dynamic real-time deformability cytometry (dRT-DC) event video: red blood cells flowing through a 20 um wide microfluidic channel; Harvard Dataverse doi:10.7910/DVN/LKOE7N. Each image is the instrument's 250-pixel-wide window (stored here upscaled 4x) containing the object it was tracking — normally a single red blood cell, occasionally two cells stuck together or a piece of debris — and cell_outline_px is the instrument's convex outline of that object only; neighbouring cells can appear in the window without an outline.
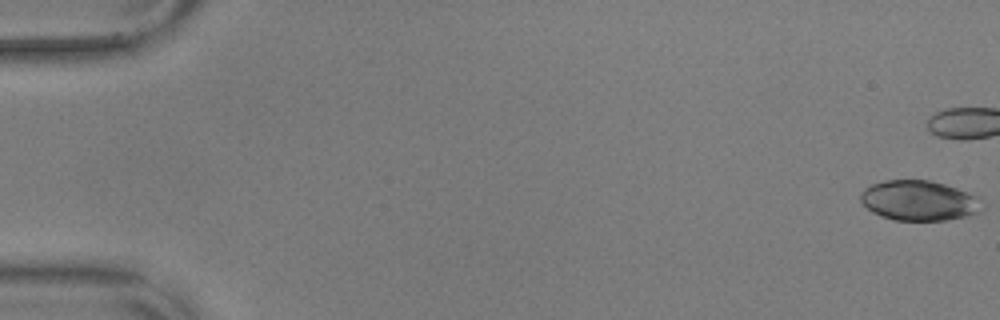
{"species": "common noctule bat (a hibernating species)", "species_latin": "Nyctalus noctula", "temperature_condition": "warm", "stored_images_in_passage": 45, "camera_frame_rate_fps": 3000, "um_per_image_px": 0.085, "animal": {"sex": "male", "body_mass_g": 17.9, "forearm_length_mm": 54.2}, "frame": {"image": 1, "passage_image": 1, "time_ms": 0.0, "image_size_px": [1000, 320], "cell_outline_px": [[984, 208], [980, 212], [964, 216], [944, 220], [892, 220], [880, 216], [872, 212], [860, 200], [860, 192], [864, 188], [872, 184], [884, 180], [928, 180], [944, 184], [980, 196], [984, 200]], "centroid_in_image_um": [78.15, 17.04], "position_along_channel_um": 6.9, "area_um2": 28.67}}